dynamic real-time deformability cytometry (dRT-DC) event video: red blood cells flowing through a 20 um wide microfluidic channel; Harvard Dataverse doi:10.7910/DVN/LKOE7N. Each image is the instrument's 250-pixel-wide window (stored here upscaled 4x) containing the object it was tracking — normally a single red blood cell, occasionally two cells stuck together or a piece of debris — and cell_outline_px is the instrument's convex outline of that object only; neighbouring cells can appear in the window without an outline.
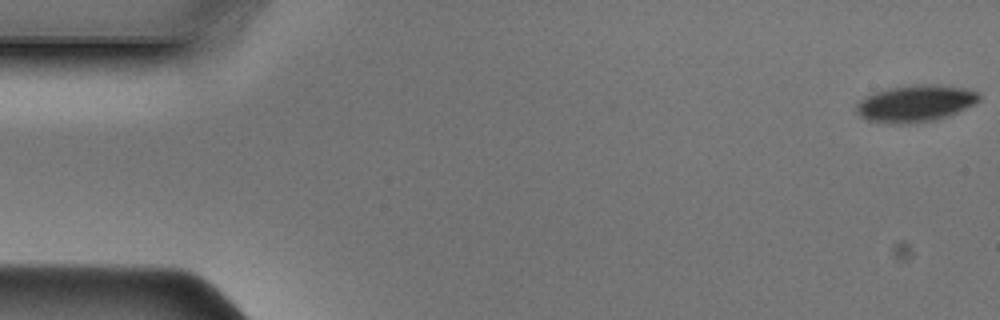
{"species": "Egyptian fruit bat (a non-hibernating species)", "species_latin": "Rousettus aegyptiacus", "temperature_condition": "cold", "stored_images_in_passage": 48, "camera_frame_rate_fps": 3000, "um_per_image_px": 0.085, "animal": {"sex": "male"}, "frame": {"image": 1, "passage_image": 1, "time_ms": 0.0, "image_size_px": [1000, 320], "cell_outline_px": [[980, 100], [948, 116], [936, 120], [900, 124], [868, 120], [860, 116], [856, 112], [856, 104], [860, 100], [876, 92], [892, 88], [916, 84], [936, 84], [964, 88], [980, 92]], "centroid_in_image_um": [77.83, 8.78], "position_along_channel_um": 7.2, "area_um2": 25.95}}
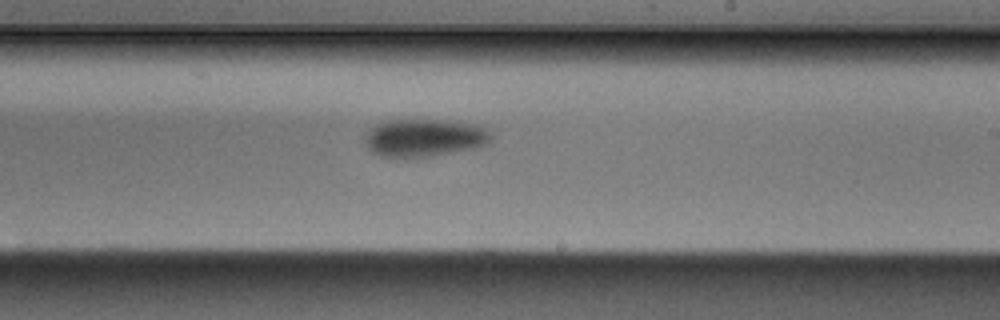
{"frame": {"image": 2, "passage_image": 28, "time_ms": 9.0, "image_size_px": [1000, 320], "cell_outline_px": [[492, 140], [484, 144], [472, 148], [428, 156], [380, 156], [372, 152], [368, 148], [364, 140], [368, 132], [380, 120], [456, 120], [480, 124], [492, 136]], "centroid_in_image_um": [36.07, 11.67], "position_along_channel_um": 252.9, "area_um2": 27.51}}
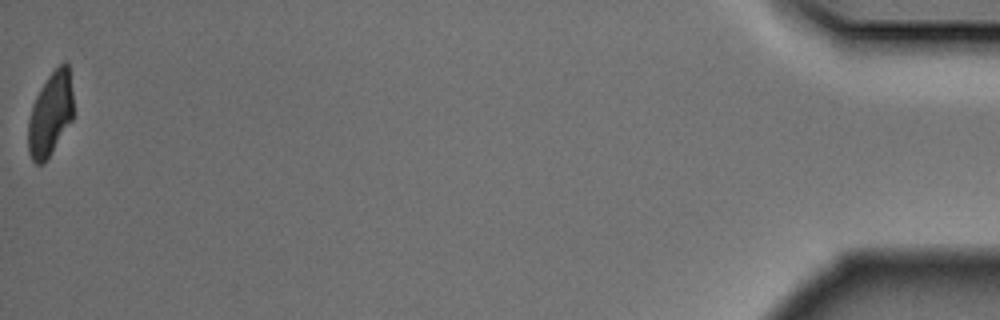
{"frame": {"image": 3, "passage_image": 48, "time_ms": 15.667, "image_size_px": [1000, 320], "cell_outline_px": [[72, 120], [44, 164], [36, 164], [32, 160], [28, 152], [28, 120], [32, 104], [40, 88], [48, 76], [60, 64], [68, 64], [72, 92]], "centroid_in_image_um": [4.25, 9.73], "position_along_channel_um": 430.9, "area_um2": 21.85}}